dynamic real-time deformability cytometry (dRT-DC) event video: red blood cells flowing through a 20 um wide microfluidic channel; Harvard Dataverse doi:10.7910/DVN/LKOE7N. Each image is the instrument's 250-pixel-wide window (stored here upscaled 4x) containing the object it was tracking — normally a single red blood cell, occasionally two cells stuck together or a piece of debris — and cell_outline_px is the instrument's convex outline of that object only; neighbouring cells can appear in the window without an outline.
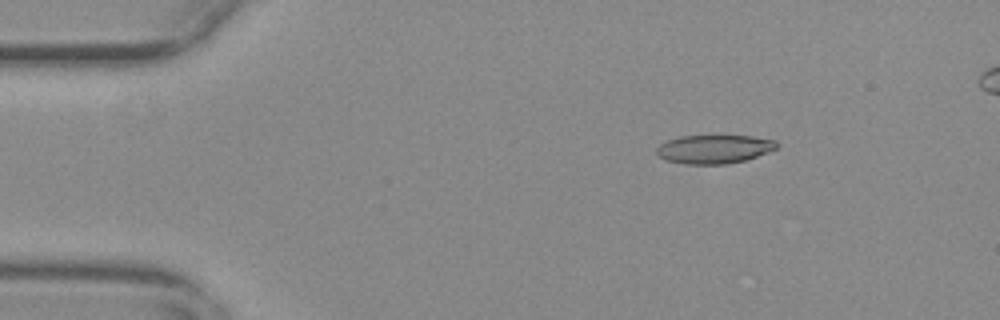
{"species": "common noctule bat (a hibernating species)", "species_latin": "Nyctalus noctula", "temperature_condition": "warm", "stored_images_in_passage": 50, "camera_frame_rate_fps": 3000, "um_per_image_px": 0.085, "animal": {"sex": "female", "body_mass_g": 29.2, "forearm_length_mm": 56.3}, "frame": {"image": 1, "passage_image": 3, "time_ms": 0.667, "image_size_px": [1000, 320], "cell_outline_px": [[776, 148], [768, 152], [744, 160], [728, 164], [684, 164], [664, 160], [656, 152], [656, 148], [660, 144], [668, 140], [680, 136], [752, 136], [776, 140]], "centroid_in_image_um": [60.67, 12.68], "position_along_channel_um": 24.3, "area_um2": 19.94}}
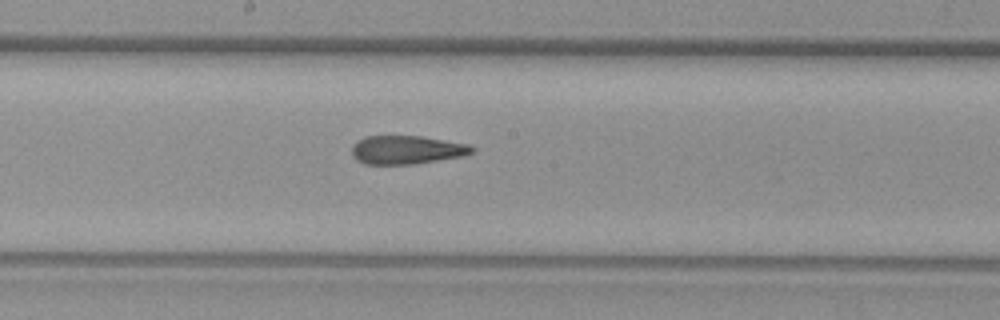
{"frame": {"image": 2, "passage_image": 24, "time_ms": 7.667, "image_size_px": [1000, 320], "cell_outline_px": [[476, 148], [472, 152], [464, 156], [412, 164], [364, 164], [356, 160], [352, 156], [352, 144], [356, 140], [364, 136], [420, 136], [468, 144]], "centroid_in_image_um": [34.52, 12.73], "position_along_channel_um": 213.7, "area_um2": 20.06}}
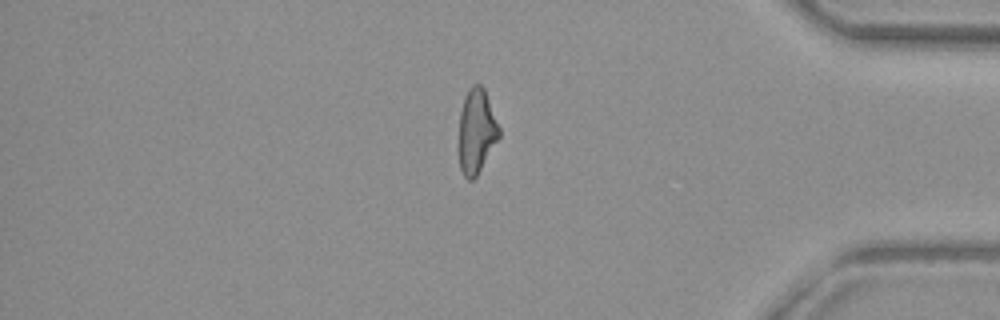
{"frame": {"image": 3, "passage_image": 41, "time_ms": 13.333, "image_size_px": [1000, 320], "cell_outline_px": [[500, 136], [476, 176], [472, 180], [468, 180], [464, 176], [460, 168], [460, 112], [464, 96], [472, 84], [480, 84], [484, 88], [500, 128]], "centroid_in_image_um": [40.51, 11.12], "position_along_channel_um": 394.7, "area_um2": 19.48}, "authors_computed_cell_mechanics": {"area_um2": 20.7791, "velocity_mm_per_s": 3.746, "shape_relaxation_time_tau1_ms": null, "shape_relaxation_time_tau2_ms": 3.2327, "deformation_change_tau1": null, "deformation_change_tau2": 0.1356}}